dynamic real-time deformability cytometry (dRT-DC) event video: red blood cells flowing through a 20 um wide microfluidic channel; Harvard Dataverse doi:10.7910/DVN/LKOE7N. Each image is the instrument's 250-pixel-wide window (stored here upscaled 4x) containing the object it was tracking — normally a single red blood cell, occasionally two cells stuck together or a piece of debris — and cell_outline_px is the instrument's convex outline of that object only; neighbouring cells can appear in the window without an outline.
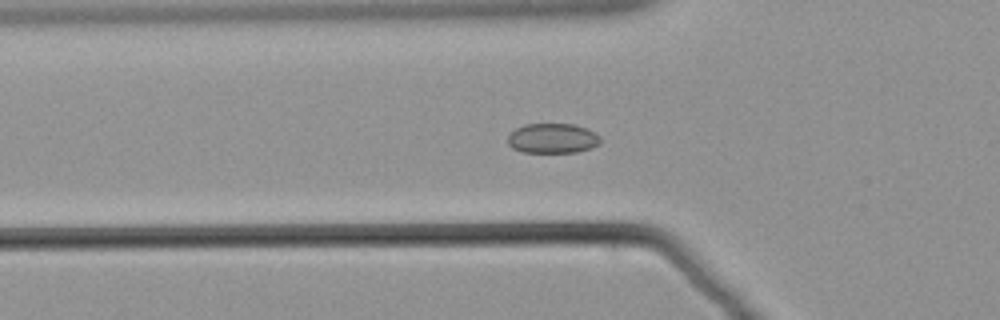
{"species": "common noctule bat (a hibernating species)", "species_latin": "Nyctalus noctula", "temperature_condition": "warm", "stored_images_in_passage": 57, "camera_frame_rate_fps": 3000, "um_per_image_px": 0.085, "animal": {"sex": "male", "body_mass_g": 21.5, "forearm_length_mm": 52.0}, "frame": {"image": 1, "passage_image": 18, "time_ms": 5.667, "image_size_px": [1000, 320], "cell_outline_px": [[600, 144], [592, 148], [576, 152], [520, 152], [512, 148], [508, 144], [508, 136], [516, 128], [524, 124], [572, 124], [584, 128], [600, 136]], "centroid_in_image_um": [46.95, 11.77], "position_along_channel_um": 78.9, "area_um2": 16.07}}
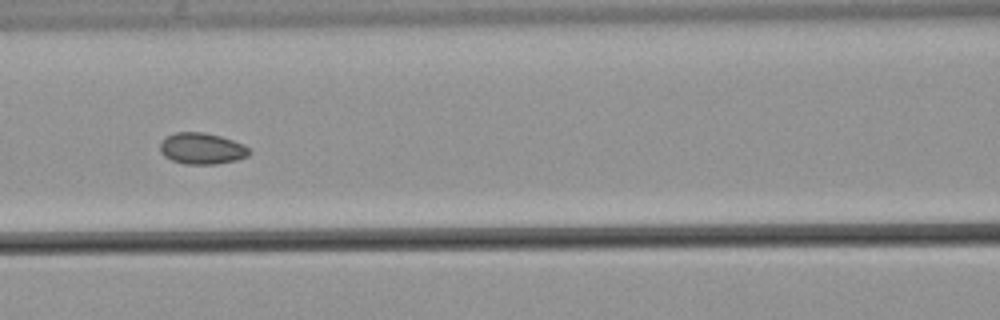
{"frame": {"image": 2, "passage_image": 24, "time_ms": 7.667, "image_size_px": [1000, 320], "cell_outline_px": [[252, 152], [248, 156], [236, 160], [216, 164], [184, 164], [172, 160], [164, 156], [160, 152], [160, 144], [168, 136], [176, 132], [204, 132], [220, 136], [244, 144]], "centroid_in_image_um": [17.18, 12.63], "position_along_channel_um": 149.4, "area_um2": 16.24}}
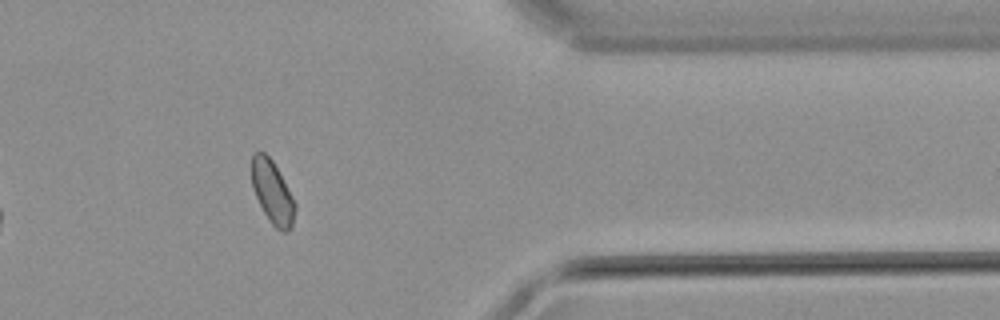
{"frame": {"image": 3, "passage_image": 46, "time_ms": 15.0, "image_size_px": [1000, 320], "cell_outline_px": [[296, 208], [292, 228], [288, 232], [280, 232], [268, 220], [252, 188], [252, 156], [256, 152], [264, 152], [272, 160], [292, 196], [296, 204]], "centroid_in_image_um": [23.17, 16.39], "position_along_channel_um": 388.2, "area_um2": 15.78}}